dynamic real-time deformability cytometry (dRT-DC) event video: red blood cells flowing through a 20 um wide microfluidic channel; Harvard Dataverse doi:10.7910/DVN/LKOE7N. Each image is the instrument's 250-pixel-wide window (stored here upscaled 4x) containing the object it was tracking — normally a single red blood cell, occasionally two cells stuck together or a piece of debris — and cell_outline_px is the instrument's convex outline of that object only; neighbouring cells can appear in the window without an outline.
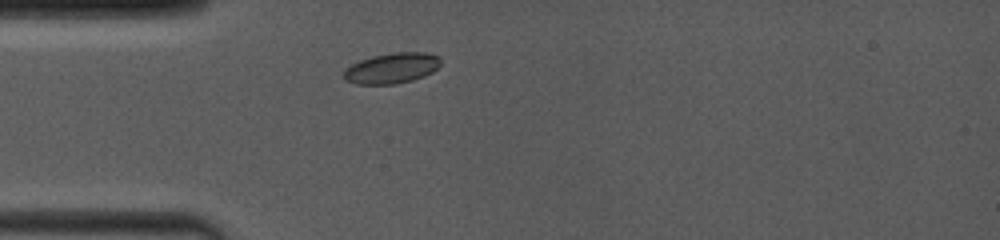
{"species": "common noctule bat (a hibernating species)", "species_latin": "Nyctalus noctula", "temperature_condition": "room temperature", "stored_images_in_passage": 7, "camera_frame_rate_fps": 4000, "um_per_image_px": 0.085, "animal": {"sex": "female", "body_mass_g": 19.0, "forearm_length_mm": 53.3}, "frame": {"image": 1, "passage_image": 3, "time_ms": 1.5, "image_size_px": [1000, 240], "cell_outline_px": [[440, 64], [432, 72], [424, 76], [412, 80], [392, 84], [356, 84], [344, 80], [344, 72], [352, 64], [360, 60], [372, 56], [396, 52], [424, 52], [440, 56]], "centroid_in_image_um": [33.31, 5.79], "position_along_channel_um": 51.7, "area_um2": 17.11}}
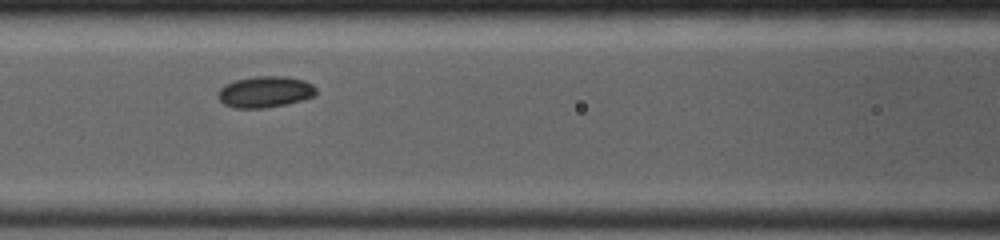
{"frame": {"image": 2, "passage_image": 6, "time_ms": 4.0, "image_size_px": [1000, 240], "cell_outline_px": [[316, 92], [312, 96], [300, 100], [284, 104], [264, 108], [232, 108], [224, 104], [216, 96], [216, 92], [224, 84], [236, 80], [256, 76], [284, 76], [304, 80], [312, 84], [316, 88]], "centroid_in_image_um": [22.47, 7.8], "position_along_channel_um": 144.1, "area_um2": 17.86}}
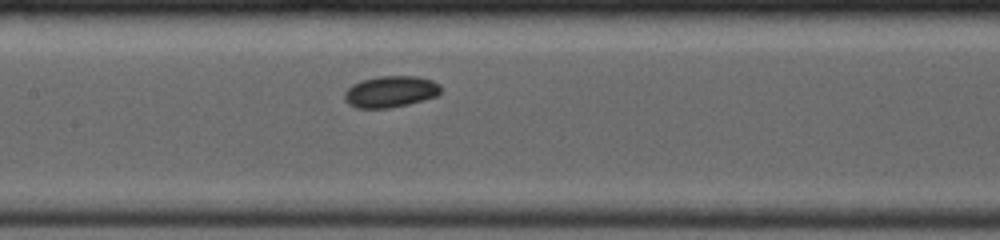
{"frame": {"image": 3, "passage_image": 7, "time_ms": 4.75, "image_size_px": [1000, 240], "cell_outline_px": [[440, 92], [436, 96], [408, 104], [388, 108], [356, 108], [348, 104], [344, 100], [344, 92], [352, 84], [360, 80], [380, 76], [416, 76], [432, 80], [440, 84]], "centroid_in_image_um": [33.16, 7.78], "position_along_channel_um": 174.2, "area_um2": 17.69}}